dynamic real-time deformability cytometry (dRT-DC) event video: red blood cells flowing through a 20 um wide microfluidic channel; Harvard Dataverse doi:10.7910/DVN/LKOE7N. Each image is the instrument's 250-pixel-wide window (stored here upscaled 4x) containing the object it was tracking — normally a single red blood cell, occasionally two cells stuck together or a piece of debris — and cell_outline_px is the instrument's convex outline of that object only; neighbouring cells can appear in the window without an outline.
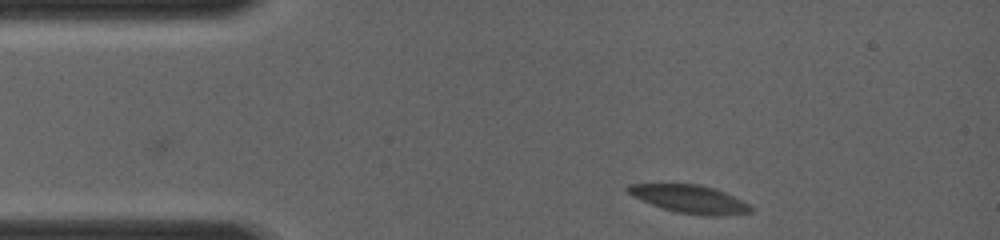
{"species": "common noctule bat (a hibernating species)", "species_latin": "Nyctalus noctula", "temperature_condition": "room temperature", "stored_images_in_passage": 12, "camera_frame_rate_fps": 4000, "um_per_image_px": 0.085, "animal": {"sex": "female", "body_mass_g": 19.0, "forearm_length_mm": 56.7}, "frame": {"image": 1, "passage_image": 1, "time_ms": 0.0, "image_size_px": [1000, 240], "cell_outline_px": [[756, 208], [752, 212], [720, 216], [704, 216], [676, 212], [652, 204], [628, 192], [624, 188], [628, 184], [700, 184], [716, 188]], "centroid_in_image_um": [58.68, 16.92], "position_along_channel_um": 26.3, "area_um2": 19.88}}
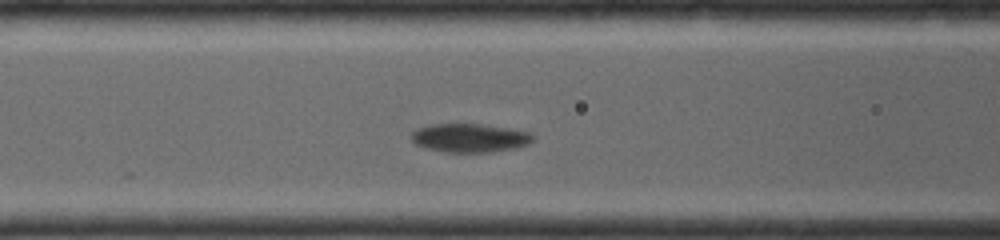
{"frame": {"image": 2, "passage_image": 9, "time_ms": 3.5, "image_size_px": [1000, 240], "cell_outline_px": [[536, 140], [528, 144], [516, 148], [492, 152], [444, 152], [424, 148], [416, 144], [412, 140], [412, 132], [416, 128], [428, 124], [480, 124], [508, 128], [532, 132]], "centroid_in_image_um": [39.95, 11.72], "position_along_channel_um": 126.6, "area_um2": 20.58}}
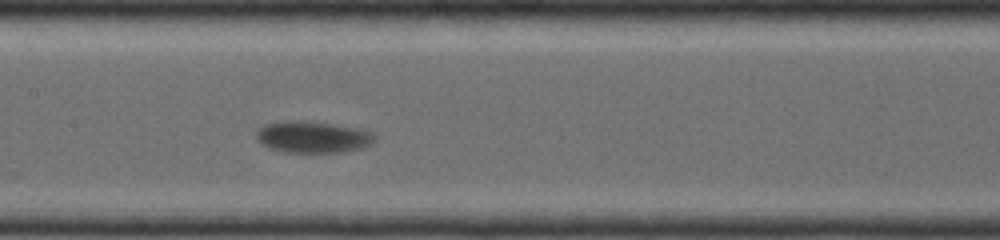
{"frame": {"image": 3, "passage_image": 12, "time_ms": 4.75, "image_size_px": [1000, 240], "cell_outline_px": [[376, 140], [372, 144], [364, 148], [344, 152], [284, 152], [268, 148], [256, 136], [256, 132], [264, 124], [288, 120], [300, 120], [332, 124], [360, 128], [372, 132], [376, 136]], "centroid_in_image_um": [26.64, 11.64], "position_along_channel_um": 180.8, "area_um2": 21.96}}